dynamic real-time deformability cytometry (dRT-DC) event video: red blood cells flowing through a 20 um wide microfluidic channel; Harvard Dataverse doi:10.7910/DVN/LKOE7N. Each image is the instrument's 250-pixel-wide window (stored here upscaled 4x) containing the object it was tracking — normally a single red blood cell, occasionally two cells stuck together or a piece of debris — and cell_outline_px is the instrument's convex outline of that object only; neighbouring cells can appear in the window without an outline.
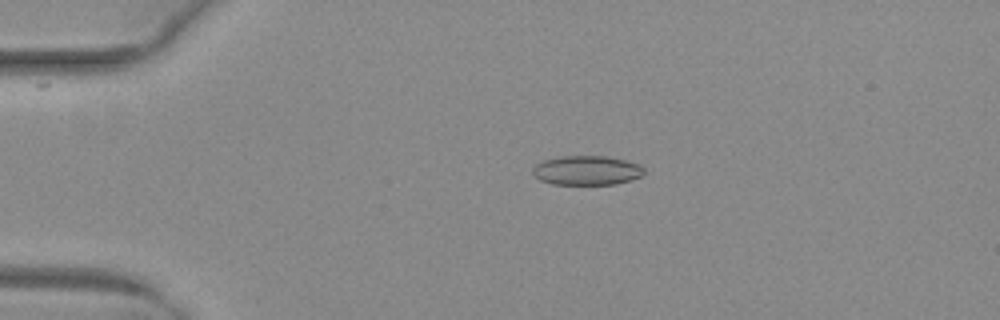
{"species": "common noctule bat (a hibernating species)", "species_latin": "Nyctalus noctula", "temperature_condition": "warm", "stored_images_in_passage": 52, "camera_frame_rate_fps": 3000, "um_per_image_px": 0.085, "animal": {"sex": "female", "body_mass_g": 29.2, "forearm_length_mm": 56.3}, "frame": {"image": 1, "passage_image": 12, "time_ms": 3.667, "image_size_px": [1000, 320], "cell_outline_px": [[644, 172], [640, 176], [632, 180], [616, 184], [552, 184], [540, 180], [532, 172], [532, 168], [536, 164], [544, 160], [560, 156], [604, 156], [624, 160], [640, 164], [644, 168]], "centroid_in_image_um": [49.88, 14.48], "position_along_channel_um": 35.1, "area_um2": 19.02}}
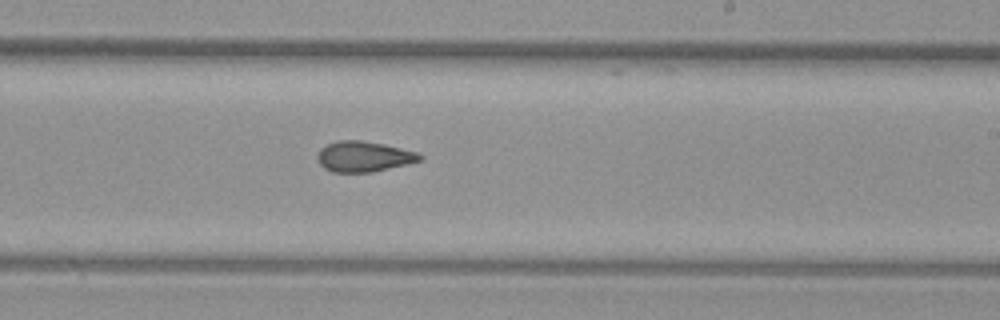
{"frame": {"image": 2, "passage_image": 32, "time_ms": 10.333, "image_size_px": [1000, 320], "cell_outline_px": [[424, 160], [408, 164], [372, 172], [332, 172], [324, 168], [320, 164], [320, 148], [336, 140], [360, 140], [384, 144], [416, 152], [424, 156]], "centroid_in_image_um": [30.97, 13.31], "position_along_channel_um": 258.0, "area_um2": 18.09}}
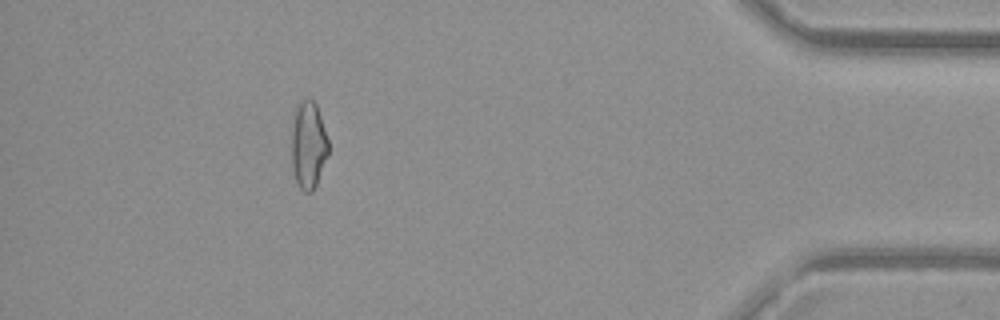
{"frame": {"image": 3, "passage_image": 47, "time_ms": 15.333, "image_size_px": [1000, 320], "cell_outline_px": [[328, 156], [316, 184], [312, 192], [304, 192], [300, 188], [296, 180], [292, 168], [292, 116], [300, 100], [304, 96], [312, 100], [316, 104], [328, 140]], "centroid_in_image_um": [26.2, 12.3], "position_along_channel_um": 409.0, "area_um2": 18.84}, "authors_computed_cell_mechanics": {"area_um2": 18.9584, "velocity_mm_per_s": 4.0602, "shape_relaxation_time_tau1_ms": null, "shape_relaxation_time_tau2_ms": 2.3009, "deformation_change_tau1": null, "deformation_change_tau2": 0.0827}}